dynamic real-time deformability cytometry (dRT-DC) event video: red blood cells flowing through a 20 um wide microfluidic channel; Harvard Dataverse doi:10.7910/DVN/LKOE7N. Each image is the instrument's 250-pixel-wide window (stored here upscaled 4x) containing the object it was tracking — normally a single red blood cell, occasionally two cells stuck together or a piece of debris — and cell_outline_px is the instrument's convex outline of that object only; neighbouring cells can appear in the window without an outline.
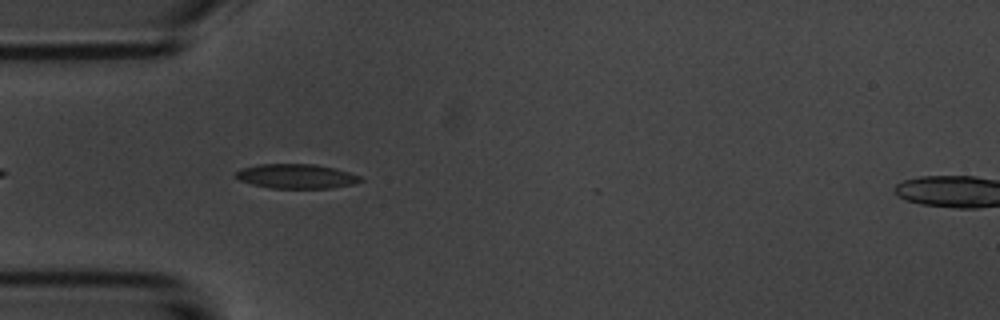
{"species": "common noctule bat (a hibernating species)", "species_latin": "Nyctalus noctula", "temperature_condition": "room temperature", "stored_images_in_passage": 22, "camera_frame_rate_fps": 3000, "um_per_image_px": 0.085, "animal": {"sex": "male", "body_mass_g": 20.1, "forearm_length_mm": 53.5}, "frame": {"image": 1, "passage_image": 4, "time_ms": 1.0, "image_size_px": [1000, 320], "cell_outline_px": [[364, 180], [352, 184], [332, 188], [268, 188], [252, 184], [240, 180], [236, 176], [236, 172], [244, 168], [260, 164], [316, 164], [336, 168], [360, 176]], "centroid_in_image_um": [25.22, 14.98], "position_along_channel_um": 59.8, "area_um2": 17.69}}
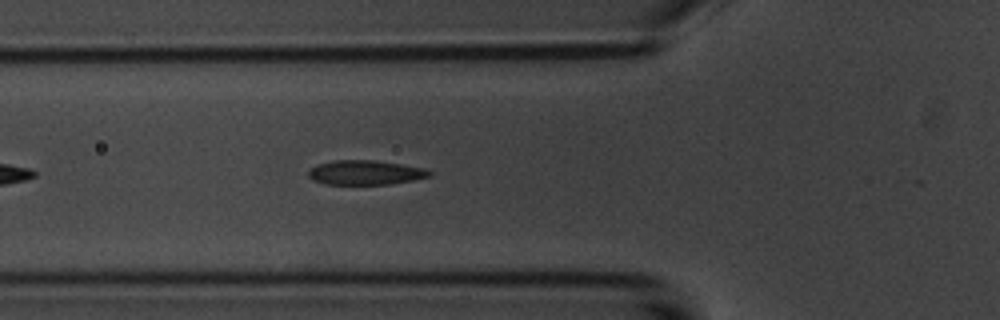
{"frame": {"image": 2, "passage_image": 7, "time_ms": 2.0, "image_size_px": [1000, 320], "cell_outline_px": [[432, 176], [412, 180], [388, 184], [324, 184], [312, 180], [308, 176], [308, 172], [316, 164], [332, 160], [372, 160], [400, 164], [424, 168], [432, 172]], "centroid_in_image_um": [31.02, 14.66], "position_along_channel_um": 94.8, "area_um2": 17.22}}
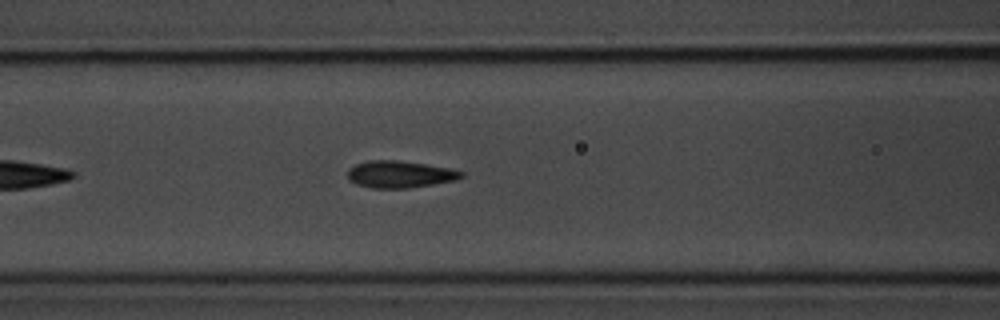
{"frame": {"image": 3, "passage_image": 10, "time_ms": 3.0, "image_size_px": [1000, 320], "cell_outline_px": [[464, 176], [456, 180], [408, 188], [372, 188], [356, 184], [348, 180], [348, 168], [356, 164], [368, 160], [396, 160], [428, 164], [452, 168], [464, 172]], "centroid_in_image_um": [33.99, 14.81], "position_along_channel_um": 132.6, "area_um2": 18.03}}